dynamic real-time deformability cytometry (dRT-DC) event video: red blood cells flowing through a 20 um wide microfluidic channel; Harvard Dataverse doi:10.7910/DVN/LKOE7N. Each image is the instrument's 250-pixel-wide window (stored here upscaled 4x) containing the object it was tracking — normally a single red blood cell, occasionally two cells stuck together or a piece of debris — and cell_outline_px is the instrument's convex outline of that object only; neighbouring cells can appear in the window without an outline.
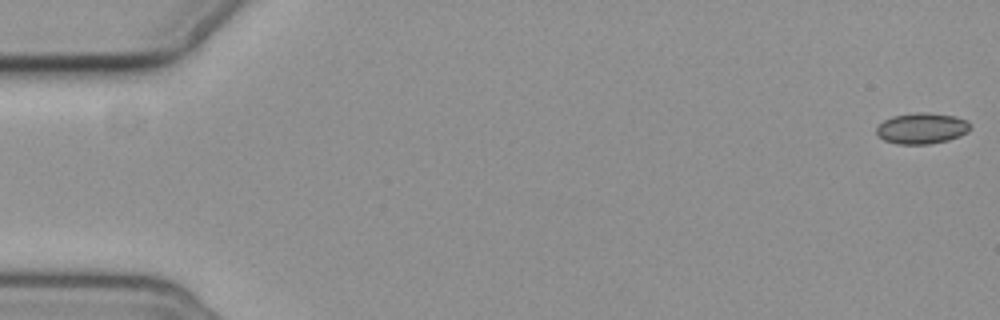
{"species": "common noctule bat (a hibernating species)", "species_latin": "Nyctalus noctula", "temperature_condition": "cold", "stored_images_in_passage": 7, "camera_frame_rate_fps": 3000, "um_per_image_px": 0.085, "animal": {"sex": "female", "body_mass_g": 19.3, "forearm_length_mm": 54.1}, "frame": {"image": 1, "passage_image": 1, "time_ms": 0.0, "image_size_px": [1000, 320], "cell_outline_px": [[972, 128], [968, 132], [960, 136], [948, 140], [928, 144], [896, 144], [884, 140], [876, 132], [876, 128], [884, 120], [892, 116], [916, 112], [928, 112], [956, 116], [968, 120], [972, 124]], "centroid_in_image_um": [78.41, 10.9], "position_along_channel_um": 6.6, "area_um2": 17.17}}
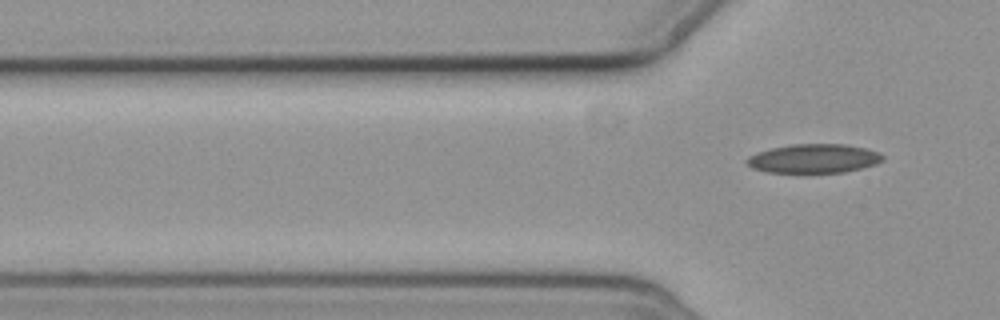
{"frame": {"image": 2, "passage_image": 7, "time_ms": 8.333, "image_size_px": [1000, 320], "cell_outline_px": [[884, 160], [876, 164], [844, 172], [768, 172], [752, 168], [744, 160], [748, 156], [756, 152], [772, 148], [792, 144], [848, 144], [868, 148], [880, 152], [884, 156]], "centroid_in_image_um": [69.2, 13.46], "position_along_channel_um": 56.6, "area_um2": 23.06}}